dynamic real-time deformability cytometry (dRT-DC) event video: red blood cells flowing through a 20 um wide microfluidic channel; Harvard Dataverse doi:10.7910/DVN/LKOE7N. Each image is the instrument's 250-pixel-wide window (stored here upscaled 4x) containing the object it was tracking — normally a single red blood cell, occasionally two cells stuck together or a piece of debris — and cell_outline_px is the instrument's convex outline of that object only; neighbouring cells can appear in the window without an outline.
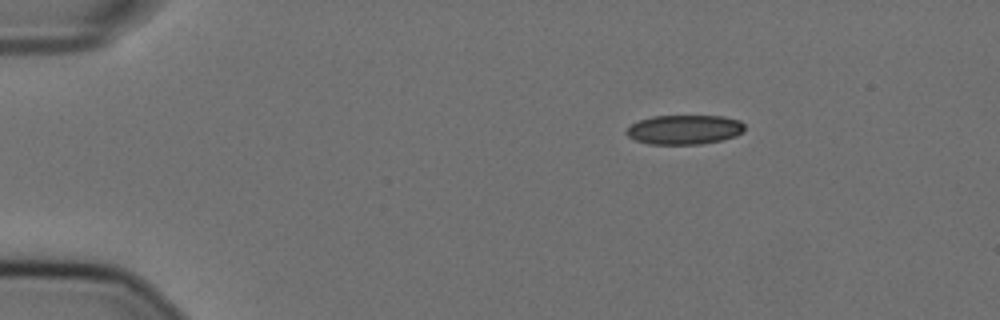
{"species": "Egyptian fruit bat (a non-hibernating species)", "species_latin": "Rousettus aegyptiacus", "temperature_condition": "cold", "stored_images_in_passage": 48, "camera_frame_rate_fps": 3000, "um_per_image_px": 0.085, "animal": {"sex": "female"}, "frame": {"image": 1, "passage_image": 1, "time_ms": 0.0, "image_size_px": [1000, 320], "cell_outline_px": [[744, 132], [736, 136], [724, 140], [700, 144], [648, 144], [636, 140], [628, 136], [624, 132], [632, 124], [640, 120], [652, 116], [724, 116], [740, 120], [744, 124]], "centroid_in_image_um": [58.21, 11.02], "position_along_channel_um": 26.8, "area_um2": 20.4}}
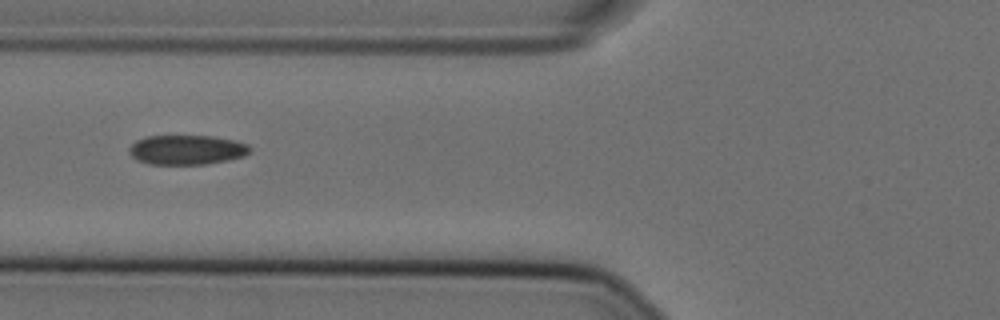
{"frame": {"image": 2, "passage_image": 14, "time_ms": 4.333, "image_size_px": [1000, 320], "cell_outline_px": [[252, 148], [244, 156], [228, 160], [204, 164], [148, 164], [136, 160], [128, 152], [128, 148], [136, 140], [148, 136], [212, 136], [232, 140], [248, 144]], "centroid_in_image_um": [15.84, 12.74], "position_along_channel_um": 110.0, "area_um2": 20.81}}
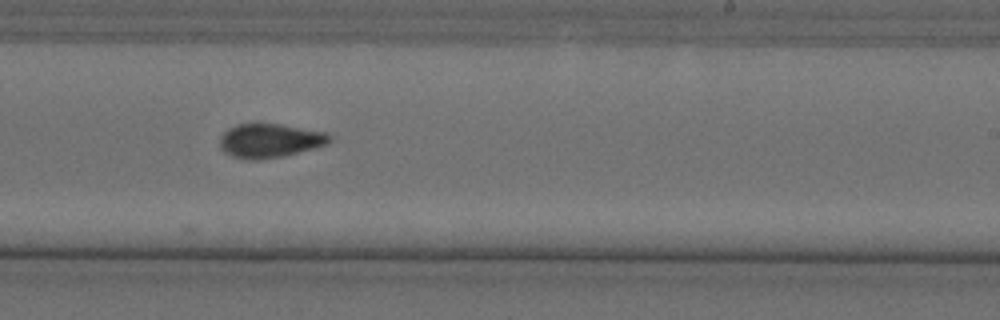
{"frame": {"image": 3, "passage_image": 27, "time_ms": 8.667, "image_size_px": [1000, 320], "cell_outline_px": [[332, 140], [328, 144], [284, 156], [256, 160], [244, 160], [232, 156], [224, 152], [220, 148], [220, 136], [228, 128], [236, 124], [276, 124], [328, 132], [332, 136]], "centroid_in_image_um": [22.93, 11.96], "position_along_channel_um": 266.1, "area_um2": 21.85}, "authors_computed_cell_mechanics": {"area_um2": 21.4149, "velocity_mm_per_s": 3.5983, "shape_relaxation_time_tau1_ms": null, "shape_relaxation_time_tau2_ms": 2.9412, "deformation_change_tau1": null, "deformation_change_tau2": 0.0698}}